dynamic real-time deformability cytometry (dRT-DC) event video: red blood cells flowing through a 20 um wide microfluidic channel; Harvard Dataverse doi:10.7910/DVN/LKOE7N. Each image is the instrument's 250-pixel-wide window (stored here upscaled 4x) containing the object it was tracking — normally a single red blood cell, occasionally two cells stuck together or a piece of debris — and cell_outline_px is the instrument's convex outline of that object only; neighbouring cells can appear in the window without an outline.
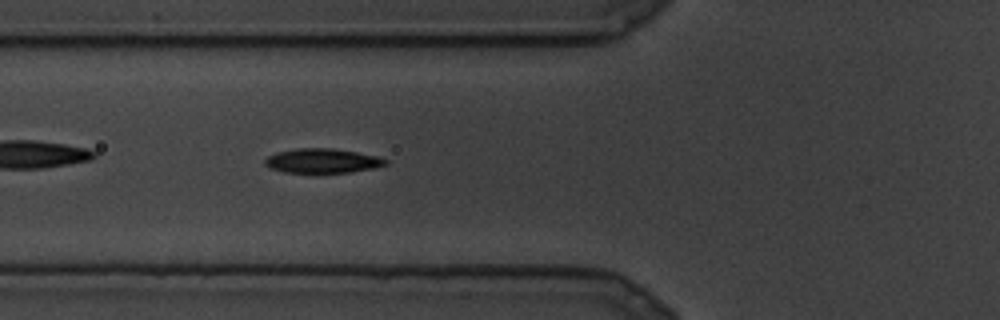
{"species": "common noctule bat (a hibernating species)", "species_latin": "Nyctalus noctula", "temperature_condition": "cold", "stored_images_in_passage": 18, "camera_frame_rate_fps": 3000, "um_per_image_px": 0.085, "animal": {"sex": "male", "body_mass_g": 19.5, "forearm_length_mm": 54.6}, "frame": {"image": 1, "passage_image": 8, "time_ms": 2.333, "image_size_px": [1000, 320], "cell_outline_px": [[388, 164], [372, 168], [352, 172], [284, 172], [268, 168], [264, 164], [264, 160], [268, 156], [276, 152], [296, 148], [332, 148], [356, 152], [376, 156], [388, 160]], "centroid_in_image_um": [27.36, 13.66], "position_along_channel_um": 98.4, "area_um2": 17.11}}
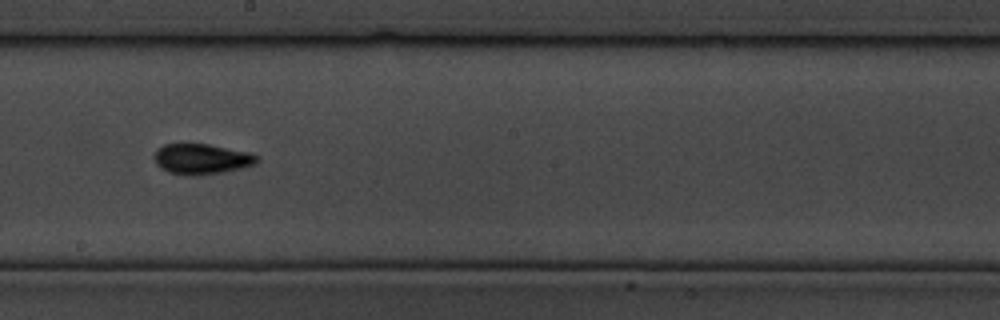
{"frame": {"image": 2, "passage_image": 13, "time_ms": 4.0, "image_size_px": [1000, 320], "cell_outline_px": [[260, 160], [256, 164], [224, 172], [196, 176], [188, 176], [168, 172], [160, 168], [156, 164], [152, 156], [156, 148], [164, 144], [208, 144], [248, 152], [260, 156]], "centroid_in_image_um": [17.11, 13.52], "position_along_channel_um": 231.1, "area_um2": 18.55}}
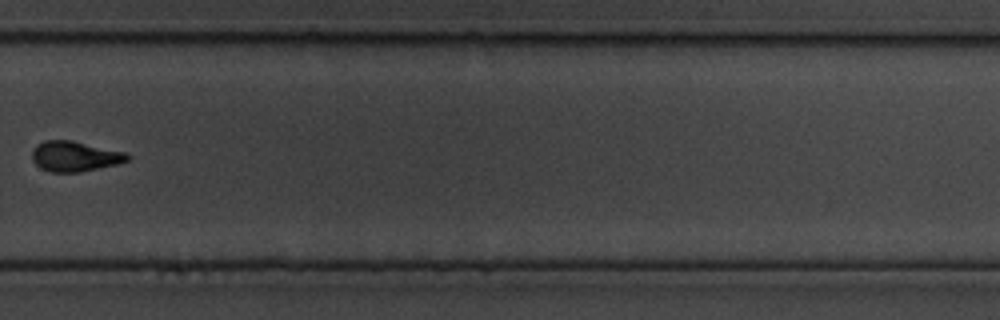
{"frame": {"image": 3, "passage_image": 17, "time_ms": 5.333, "image_size_px": [1000, 320], "cell_outline_px": [[132, 156], [128, 160], [116, 164], [80, 172], [52, 172], [40, 168], [32, 160], [32, 148], [36, 144], [44, 140], [72, 140], [128, 152]], "centroid_in_image_um": [6.36, 13.27], "position_along_channel_um": 323.4, "area_um2": 17.05}}